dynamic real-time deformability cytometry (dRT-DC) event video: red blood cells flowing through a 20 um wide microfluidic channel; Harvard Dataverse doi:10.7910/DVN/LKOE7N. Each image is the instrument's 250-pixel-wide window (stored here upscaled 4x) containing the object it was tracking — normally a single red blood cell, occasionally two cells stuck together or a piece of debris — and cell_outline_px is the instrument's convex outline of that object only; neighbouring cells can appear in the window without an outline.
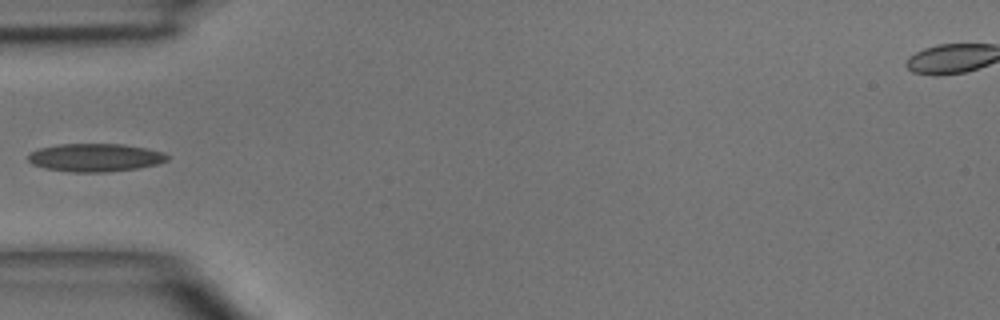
{"species": "common noctule bat (a hibernating species)", "species_latin": "Nyctalus noctula", "temperature_condition": "room temperature", "stored_images_in_passage": 5, "camera_frame_rate_fps": 3000, "um_per_image_px": 0.085, "animal": {"sex": "male", "body_mass_g": 15.6}, "frame": {"image": 1, "passage_image": 5, "time_ms": 5.0, "image_size_px": [1000, 320], "cell_outline_px": [[168, 160], [160, 164], [136, 168], [108, 172], [72, 172], [44, 168], [32, 164], [28, 160], [28, 156], [32, 152], [40, 148], [56, 144], [124, 144], [164, 152], [168, 156]], "centroid_in_image_um": [8.1, 13.39], "position_along_channel_um": 76.9, "area_um2": 22.77}}